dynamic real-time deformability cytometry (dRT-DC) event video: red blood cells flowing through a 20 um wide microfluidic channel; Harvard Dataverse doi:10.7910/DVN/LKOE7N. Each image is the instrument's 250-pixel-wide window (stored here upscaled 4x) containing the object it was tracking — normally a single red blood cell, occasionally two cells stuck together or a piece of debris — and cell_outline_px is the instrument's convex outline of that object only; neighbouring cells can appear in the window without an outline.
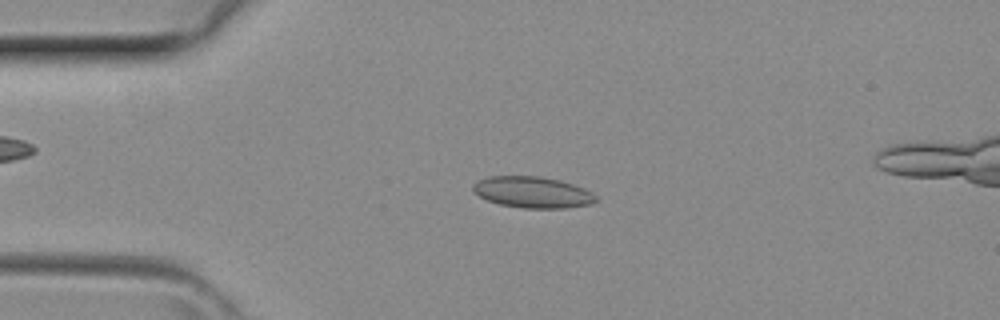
{"species": "common noctule bat (a hibernating species)", "species_latin": "Nyctalus noctula", "temperature_condition": "room temperature", "stored_images_in_passage": 2, "camera_frame_rate_fps": 3000, "um_per_image_px": 0.085, "animal": {"sex": "female", "body_mass_g": 29.2, "forearm_length_mm": 56.3}, "frame": {"image": 1, "passage_image": 2, "time_ms": 0.333, "image_size_px": [1000, 320], "cell_outline_px": [[596, 200], [588, 204], [564, 208], [524, 208], [500, 204], [488, 200], [472, 192], [472, 184], [488, 176], [540, 176], [560, 180], [584, 188], [592, 192], [596, 196]], "centroid_in_image_um": [45.24, 16.33], "position_along_channel_um": 39.8, "area_um2": 22.25}}